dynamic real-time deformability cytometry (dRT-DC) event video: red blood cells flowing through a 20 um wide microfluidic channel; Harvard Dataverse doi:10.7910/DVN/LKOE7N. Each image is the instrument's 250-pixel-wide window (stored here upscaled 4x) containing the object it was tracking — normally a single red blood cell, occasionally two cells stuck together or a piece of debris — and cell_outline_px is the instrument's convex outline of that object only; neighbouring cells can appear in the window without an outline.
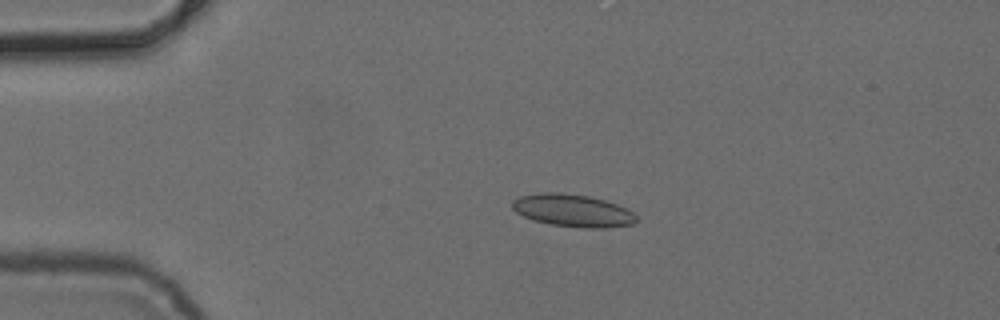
{"species": "common noctule bat (a hibernating species)", "species_latin": "Nyctalus noctula", "temperature_condition": "cold", "stored_images_in_passage": 4, "camera_frame_rate_fps": 3000, "um_per_image_px": 0.085, "animal": {"sex": "female", "body_mass_g": 24.6, "forearm_length_mm": 56.2}, "frame": {"image": 1, "passage_image": 3, "time_ms": 3.0, "image_size_px": [1000, 320], "cell_outline_px": [[636, 224], [604, 228], [584, 228], [552, 224], [532, 220], [516, 212], [512, 208], [512, 200], [520, 196], [544, 192], [556, 192], [588, 196], [604, 200], [628, 208], [636, 216]], "centroid_in_image_um": [48.69, 17.9], "position_along_channel_um": 36.3, "area_um2": 23.47}}